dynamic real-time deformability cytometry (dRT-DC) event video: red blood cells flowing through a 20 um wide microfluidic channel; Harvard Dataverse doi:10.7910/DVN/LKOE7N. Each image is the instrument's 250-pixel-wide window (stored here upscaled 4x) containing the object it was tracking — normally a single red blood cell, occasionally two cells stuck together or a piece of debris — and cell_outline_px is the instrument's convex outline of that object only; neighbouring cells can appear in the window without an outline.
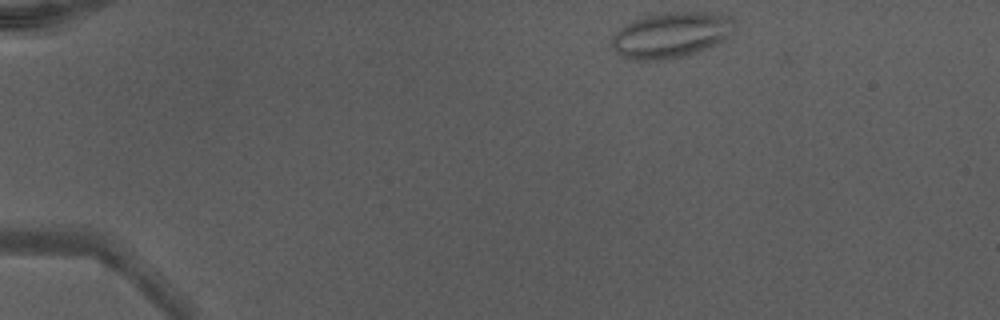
{"species": "Egyptian fruit bat (a non-hibernating species)", "species_latin": "Rousettus aegyptiacus", "temperature_condition": "warm", "stored_images_in_passage": 41, "camera_frame_rate_fps": 3000, "um_per_image_px": 0.085, "animal": {"sex": "male"}, "frame": {"image": 1, "passage_image": 1, "time_ms": 0.0, "image_size_px": [1000, 320], "cell_outline_px": [[736, 24], [732, 32], [724, 40], [704, 48], [668, 60], [636, 60], [620, 56], [616, 52], [612, 44], [612, 36], [620, 28], [644, 16], [664, 12], [704, 12], [732, 16], [736, 20]], "centroid_in_image_um": [57.05, 2.96], "position_along_channel_um": 27.9, "area_um2": 32.31}}
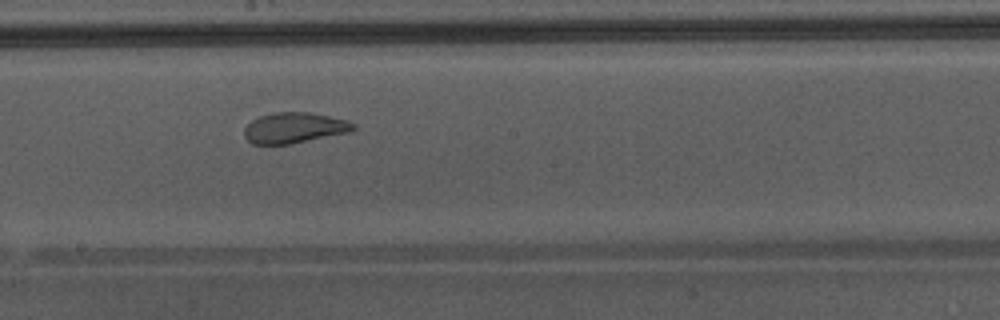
{"frame": {"image": 2, "passage_image": 21, "time_ms": 6.667, "image_size_px": [1000, 320], "cell_outline_px": [[356, 128], [348, 132], [288, 144], [252, 144], [244, 136], [244, 128], [252, 120], [260, 116], [272, 112], [308, 112], [348, 120], [356, 124]], "centroid_in_image_um": [24.99, 10.85], "position_along_channel_um": 223.2, "area_um2": 19.31}}
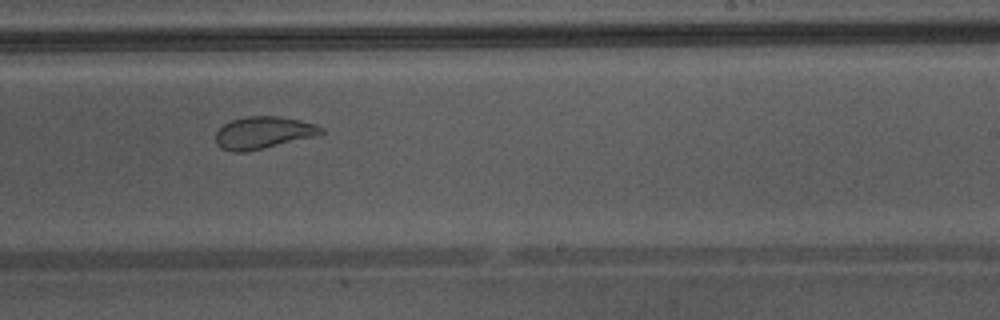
{"frame": {"image": 3, "passage_image": 24, "time_ms": 7.667, "image_size_px": [1000, 320], "cell_outline_px": [[324, 132], [316, 136], [244, 152], [232, 152], [220, 148], [216, 144], [216, 132], [224, 124], [232, 120], [248, 116], [280, 116], [300, 120], [316, 124], [324, 128]], "centroid_in_image_um": [22.38, 11.27], "position_along_channel_um": 266.6, "area_um2": 19.71}, "authors_computed_cell_mechanics": {"area_um2": 23.7558, "velocity_mm_per_s": 4.3471, "shape_relaxation_time_tau1_ms": null, "shape_relaxation_time_tau2_ms": 0.9043, "deformation_change_tau1": null, "deformation_change_tau2": 0.0772}}